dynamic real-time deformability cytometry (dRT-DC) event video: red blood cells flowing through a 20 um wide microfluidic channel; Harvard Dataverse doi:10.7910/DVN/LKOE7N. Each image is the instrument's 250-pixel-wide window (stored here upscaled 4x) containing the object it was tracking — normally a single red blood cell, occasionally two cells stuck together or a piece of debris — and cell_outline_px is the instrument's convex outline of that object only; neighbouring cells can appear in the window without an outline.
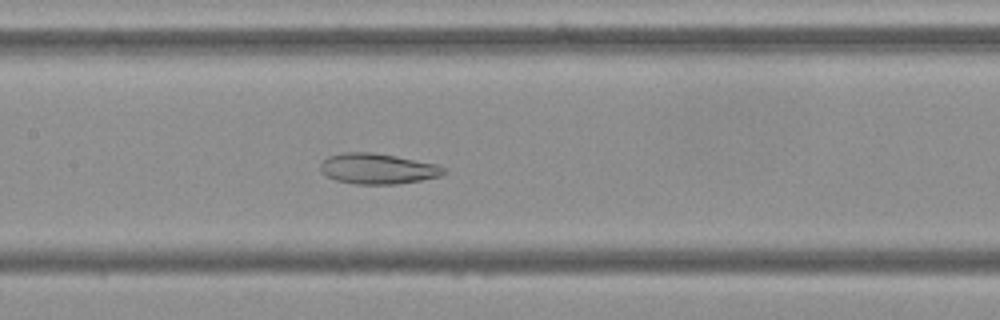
{"species": "Egyptian fruit bat (a non-hibernating species)", "species_latin": "Rousettus aegyptiacus", "temperature_condition": "cold", "stored_images_in_passage": 55, "camera_frame_rate_fps": 3000, "um_per_image_px": 0.085, "frame": {"image": 1, "passage_image": 26, "time_ms": 8.333, "image_size_px": [1000, 320], "cell_outline_px": [[444, 172], [440, 176], [420, 180], [396, 184], [356, 184], [336, 180], [320, 172], [320, 164], [328, 156], [340, 152], [372, 152], [396, 156], [436, 164], [444, 168]], "centroid_in_image_um": [32.05, 14.33], "position_along_channel_um": 175.3, "area_um2": 21.85}}
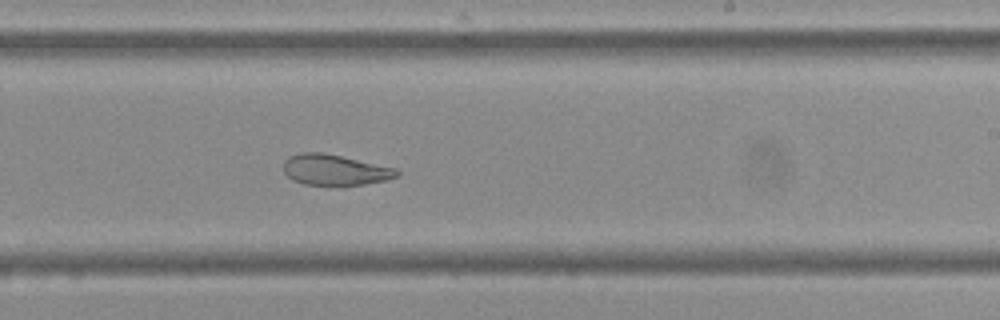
{"frame": {"image": 2, "passage_image": 33, "time_ms": 10.667, "image_size_px": [1000, 320], "cell_outline_px": [[400, 176], [388, 180], [364, 184], [332, 188], [304, 184], [292, 180], [284, 172], [284, 160], [288, 156], [300, 152], [320, 152], [340, 156], [396, 168], [400, 172]], "centroid_in_image_um": [28.46, 14.48], "position_along_channel_um": 260.5, "area_um2": 20.98}}
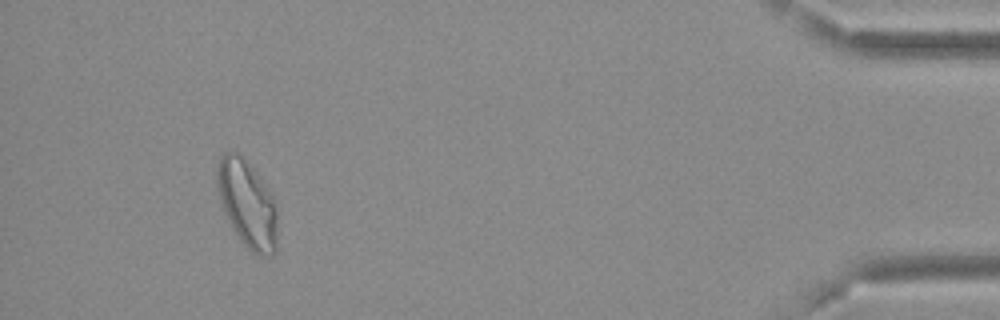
{"frame": {"image": 3, "passage_image": 51, "time_ms": 16.667, "image_size_px": [1000, 320], "cell_outline_px": [[280, 208], [276, 248], [272, 252], [264, 256], [260, 256], [252, 252], [240, 240], [228, 220], [224, 212], [220, 200], [216, 180], [216, 168], [220, 156], [224, 152], [236, 152], [256, 172], [268, 188]], "centroid_in_image_um": [21.06, 17.34], "position_along_channel_um": 414.1, "area_um2": 31.04}, "authors_computed_cell_mechanics": {"area_um2": 27.3394, "velocity_mm_per_s": 3.6632, "shape_relaxation_time_tau1_ms": null, "shape_relaxation_time_tau2_ms": 3.246, "deformation_change_tau1": null, "deformation_change_tau2": 0.1054}}